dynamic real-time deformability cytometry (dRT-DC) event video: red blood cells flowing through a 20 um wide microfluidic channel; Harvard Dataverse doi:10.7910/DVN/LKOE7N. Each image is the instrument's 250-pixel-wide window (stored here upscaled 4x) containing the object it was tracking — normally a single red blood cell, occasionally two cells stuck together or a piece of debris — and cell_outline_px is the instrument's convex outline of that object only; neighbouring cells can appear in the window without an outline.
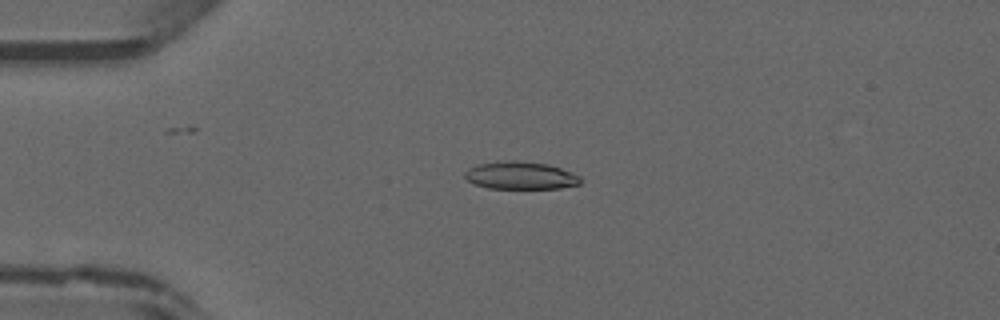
{"species": "common noctule bat (a hibernating species)", "species_latin": "Nyctalus noctula", "temperature_condition": "warm", "stored_images_in_passage": 46, "camera_frame_rate_fps": 3000, "um_per_image_px": 0.085, "animal": {"sex": "male", "forearm_length_mm": 52.5}, "frame": {"image": 1, "passage_image": 11, "time_ms": 3.333, "image_size_px": [1000, 320], "cell_outline_px": [[584, 180], [580, 184], [560, 188], [488, 188], [476, 184], [468, 180], [464, 176], [464, 172], [468, 168], [476, 164], [508, 160], [516, 160], [548, 164], [560, 168], [580, 176]], "centroid_in_image_um": [44.25, 14.91], "position_along_channel_um": 40.7, "area_um2": 18.67}}
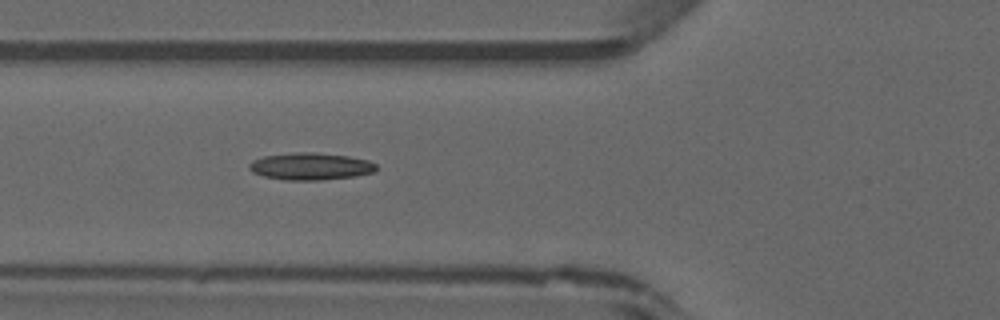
{"frame": {"image": 2, "passage_image": 17, "time_ms": 5.333, "image_size_px": [1000, 320], "cell_outline_px": [[376, 168], [372, 172], [356, 176], [320, 180], [284, 180], [264, 176], [252, 172], [248, 168], [248, 164], [252, 160], [264, 156], [296, 152], [312, 152], [348, 156], [368, 160], [376, 164]], "centroid_in_image_um": [26.36, 14.14], "position_along_channel_um": 99.4, "area_um2": 20.06}}
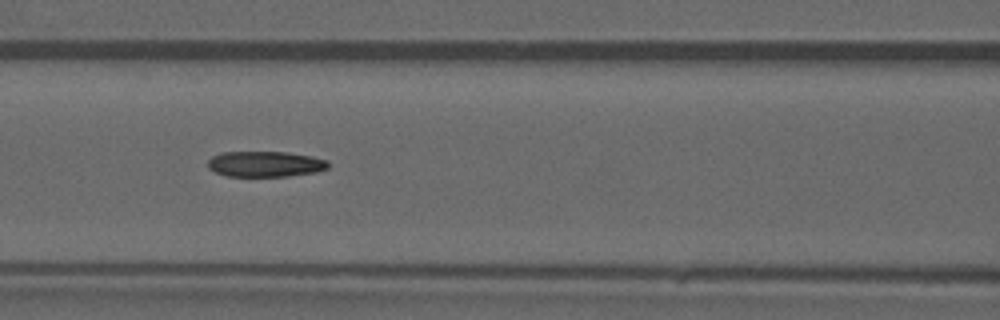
{"frame": {"image": 3, "passage_image": 20, "time_ms": 6.333, "image_size_px": [1000, 320], "cell_outline_px": [[328, 168], [316, 172], [288, 176], [228, 176], [216, 172], [208, 168], [208, 160], [212, 156], [224, 152], [288, 152], [312, 156], [328, 160]], "centroid_in_image_um": [22.56, 13.94], "position_along_channel_um": 144.0, "area_um2": 17.98}}